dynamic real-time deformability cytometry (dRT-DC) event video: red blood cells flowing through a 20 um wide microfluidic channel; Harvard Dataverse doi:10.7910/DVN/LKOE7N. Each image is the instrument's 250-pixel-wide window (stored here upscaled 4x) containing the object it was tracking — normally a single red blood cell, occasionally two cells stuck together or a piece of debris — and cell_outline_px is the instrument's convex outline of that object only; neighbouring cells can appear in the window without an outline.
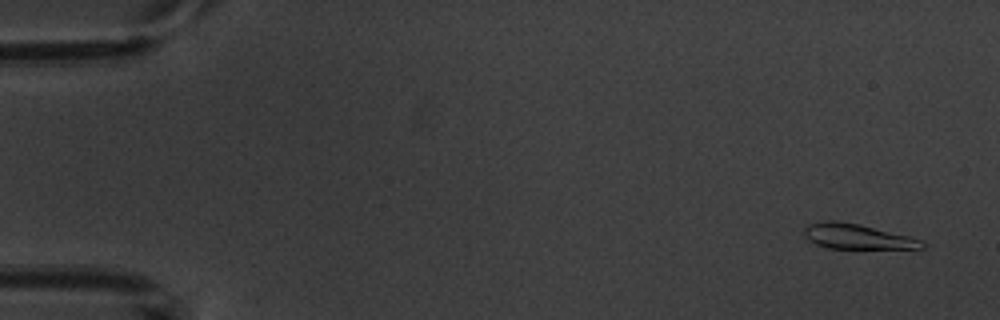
{"species": "common noctule bat (a hibernating species)", "species_latin": "Nyctalus noctula", "temperature_condition": "warm", "stored_images_in_passage": 7, "camera_frame_rate_fps": 3000, "um_per_image_px": 0.085, "animal": {"sex": "male", "body_mass_g": 20.1, "forearm_length_mm": 53.5}, "frame": {"image": 1, "passage_image": 1, "time_ms": 0.0, "image_size_px": [1000, 320], "cell_outline_px": [[924, 248], [828, 248], [816, 244], [808, 240], [804, 236], [804, 228], [808, 224], [824, 220], [836, 220], [860, 224], [908, 236], [920, 240], [924, 244]], "centroid_in_image_um": [72.78, 20.09], "position_along_channel_um": 12.2, "area_um2": 17.05}}
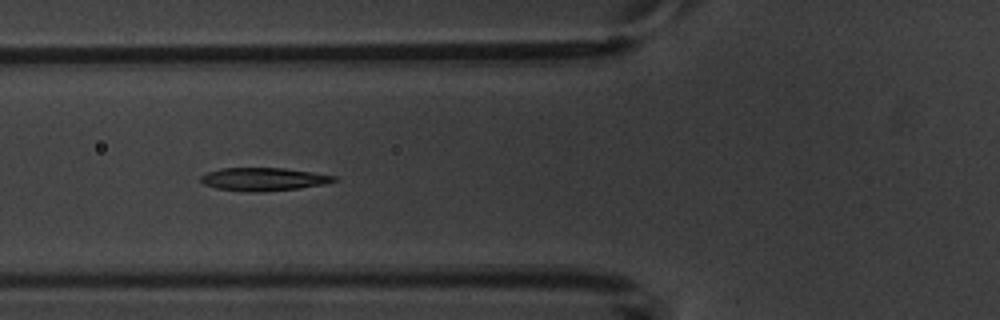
{"frame": {"image": 2, "passage_image": 6, "time_ms": 6.0, "image_size_px": [1000, 320], "cell_outline_px": [[336, 180], [328, 184], [300, 188], [260, 192], [248, 192], [216, 188], [204, 184], [200, 180], [200, 176], [208, 172], [220, 168], [284, 168], [312, 172], [336, 176]], "centroid_in_image_um": [22.41, 15.23], "position_along_channel_um": 103.4, "area_um2": 17.98}}
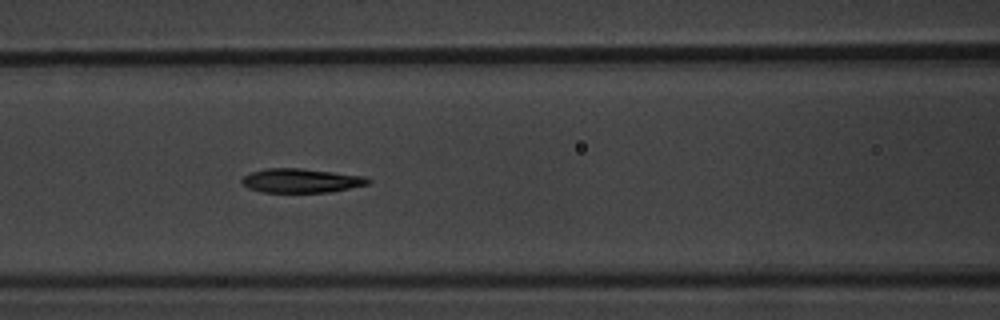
{"frame": {"image": 3, "passage_image": 7, "time_ms": 7.0, "image_size_px": [1000, 320], "cell_outline_px": [[372, 180], [368, 184], [332, 192], [260, 192], [248, 188], [240, 180], [248, 172], [268, 168], [300, 168], [364, 176]], "centroid_in_image_um": [25.57, 15.35], "position_along_channel_um": 141.0, "area_um2": 17.74}}